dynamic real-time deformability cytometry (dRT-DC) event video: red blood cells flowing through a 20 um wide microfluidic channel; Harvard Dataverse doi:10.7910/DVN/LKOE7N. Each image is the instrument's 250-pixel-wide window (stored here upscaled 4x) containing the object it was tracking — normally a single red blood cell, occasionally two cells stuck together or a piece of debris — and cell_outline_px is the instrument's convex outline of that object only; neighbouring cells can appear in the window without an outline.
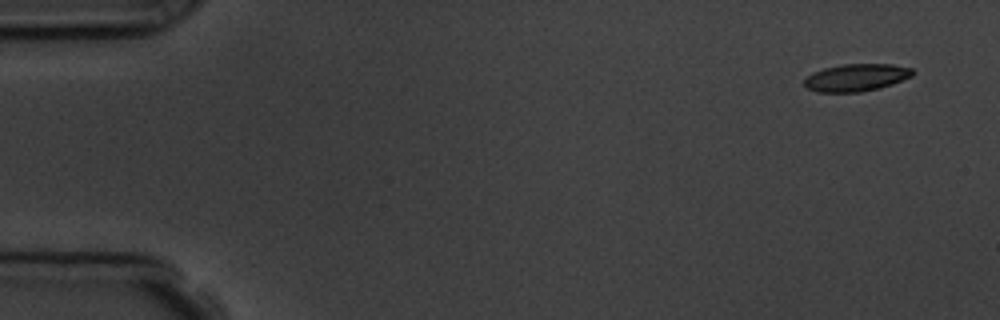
{"species": "common noctule bat (a hibernating species)", "species_latin": "Nyctalus noctula", "temperature_condition": "room temperature", "stored_images_in_passage": 3, "camera_frame_rate_fps": 3000, "um_per_image_px": 0.085, "animal": {"sex": "male", "body_mass_g": 19.5, "forearm_length_mm": 54.6}, "frame": {"image": 1, "passage_image": 1, "time_ms": 0.0, "image_size_px": [1000, 320], "cell_outline_px": [[916, 72], [912, 76], [892, 84], [880, 88], [860, 92], [816, 92], [808, 88], [804, 84], [804, 80], [812, 72], [824, 68], [844, 64], [892, 64], [912, 68]], "centroid_in_image_um": [72.8, 6.59], "position_along_channel_um": 12.2, "area_um2": 17.34}}